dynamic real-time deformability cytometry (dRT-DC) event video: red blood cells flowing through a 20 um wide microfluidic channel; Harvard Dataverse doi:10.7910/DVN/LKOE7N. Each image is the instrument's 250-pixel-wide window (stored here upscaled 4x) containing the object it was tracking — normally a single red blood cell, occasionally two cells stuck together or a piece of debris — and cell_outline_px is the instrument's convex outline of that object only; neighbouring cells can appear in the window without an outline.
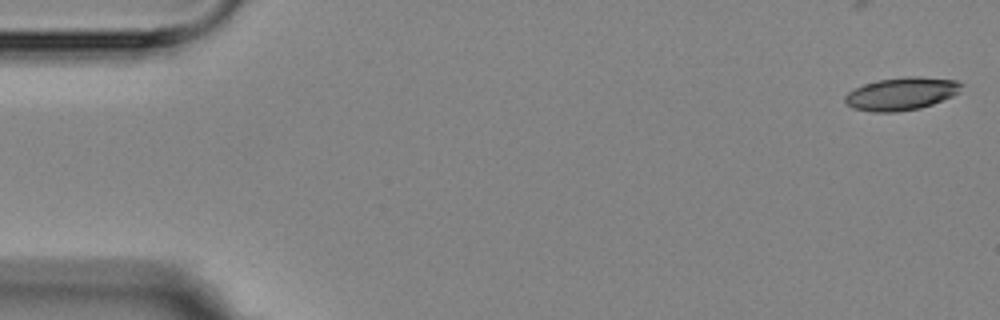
{"species": "Egyptian fruit bat (a non-hibernating species)", "species_latin": "Rousettus aegyptiacus", "temperature_condition": "room temperature", "stored_images_in_passage": 5, "camera_frame_rate_fps": 3000, "um_per_image_px": 0.085, "animal": {"sex": "female"}, "frame": {"image": 1, "passage_image": 1, "time_ms": 0.0, "image_size_px": [1000, 320], "cell_outline_px": [[964, 84], [960, 92], [952, 96], [932, 104], [920, 108], [896, 112], [872, 112], [852, 108], [844, 100], [844, 96], [848, 92], [864, 84], [876, 80], [904, 76], [920, 76], [956, 80]], "centroid_in_image_um": [76.63, 7.96], "position_along_channel_um": 8.4, "area_um2": 22.43}}
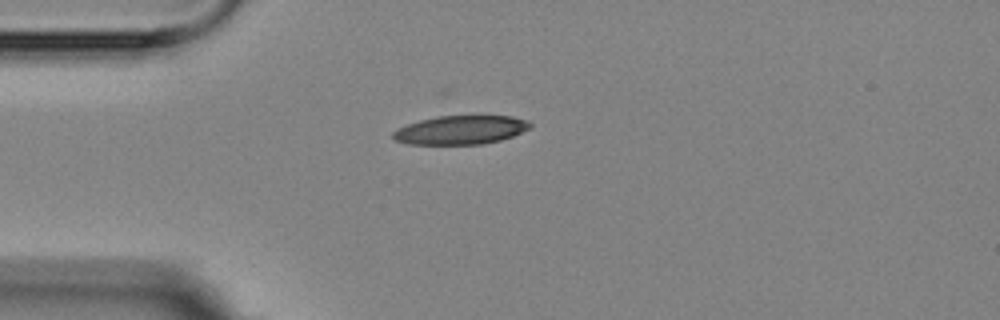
{"frame": {"image": 2, "passage_image": 4, "time_ms": 4.333, "image_size_px": [1000, 320], "cell_outline_px": [[532, 128], [512, 136], [500, 140], [480, 144], [408, 144], [396, 140], [392, 136], [392, 132], [396, 128], [420, 120], [436, 116], [512, 116], [528, 120], [532, 124]], "centroid_in_image_um": [39.17, 11.04], "position_along_channel_um": 45.8, "area_um2": 23.0}}